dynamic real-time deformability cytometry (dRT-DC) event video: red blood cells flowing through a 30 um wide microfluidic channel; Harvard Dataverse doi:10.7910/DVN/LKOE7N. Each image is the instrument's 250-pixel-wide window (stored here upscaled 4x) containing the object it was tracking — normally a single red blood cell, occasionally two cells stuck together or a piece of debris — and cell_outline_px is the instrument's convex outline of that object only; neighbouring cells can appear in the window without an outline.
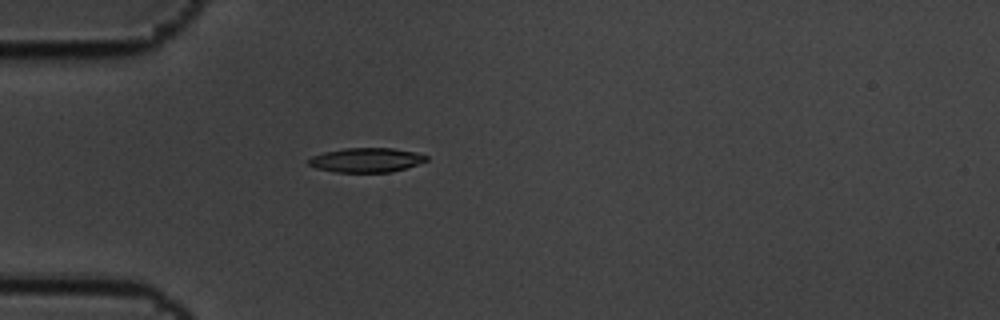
{"species": "common noctule bat (a hibernating species)", "species_latin": "Nyctalus noctula", "temperature_condition": "cold", "stored_images_in_passage": 43, "camera_frame_rate_fps": 3000, "um_per_image_px": 0.085, "animal": {"sex": "male", "body_mass_g": 19.5, "forearm_length_mm": 54.6}, "frame": {"image": 1, "passage_image": 1, "time_ms": 0.0, "image_size_px": [1000, 320], "cell_outline_px": [[428, 160], [392, 172], [336, 172], [316, 168], [308, 164], [308, 160], [312, 156], [324, 152], [344, 148], [392, 148], [416, 152], [428, 156]], "centroid_in_image_um": [31.12, 13.6], "position_along_channel_um": 53.9, "area_um2": 16.65}}
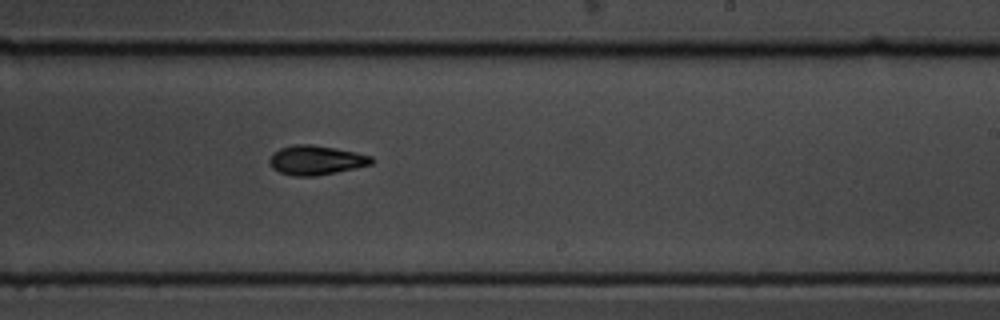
{"frame": {"image": 2, "passage_image": 20, "time_ms": 6.333, "image_size_px": [1000, 320], "cell_outline_px": [[372, 164], [336, 172], [316, 176], [292, 176], [280, 172], [272, 168], [268, 164], [268, 160], [272, 152], [280, 148], [292, 144], [312, 144], [336, 148], [356, 152], [372, 156]], "centroid_in_image_um": [26.8, 13.6], "position_along_channel_um": 262.2, "area_um2": 17.63}}
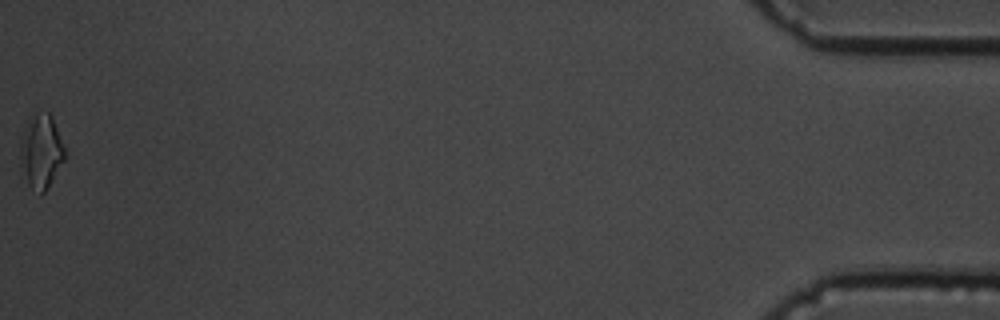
{"frame": {"image": 3, "passage_image": 43, "time_ms": 14.0, "image_size_px": [1000, 320], "cell_outline_px": [[68, 156], [44, 192], [40, 196], [28, 184], [20, 164], [20, 136], [28, 116], [36, 112], [48, 112], [52, 116]], "centroid_in_image_um": [3.49, 12.83], "position_along_channel_um": 431.7, "area_um2": 19.71}, "authors_computed_cell_mechanics": {"area_um2": 17.1088, "velocity_mm_per_s": 3.4281, "shape_relaxation_time_tau1_ms": 4.2196, "shape_relaxation_time_tau2_ms": 8.0146, "deformation_change_tau1": 0.1441, "deformation_change_tau2": 0.1543}}